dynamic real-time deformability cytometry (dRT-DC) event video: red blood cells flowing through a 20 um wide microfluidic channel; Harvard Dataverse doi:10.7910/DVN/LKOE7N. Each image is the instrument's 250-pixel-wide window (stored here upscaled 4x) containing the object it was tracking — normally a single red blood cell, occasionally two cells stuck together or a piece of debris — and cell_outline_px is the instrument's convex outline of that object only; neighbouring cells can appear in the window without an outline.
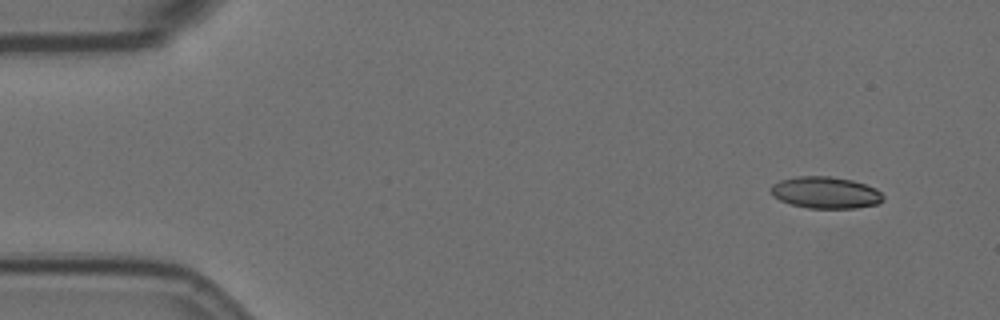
{"species": "Egyptian fruit bat (a non-hibernating species)", "species_latin": "Rousettus aegyptiacus", "temperature_condition": "room temperature", "stored_images_in_passage": 54, "camera_frame_rate_fps": 3000, "um_per_image_px": 0.085, "animal": {"sex": "female"}, "frame": {"image": 1, "passage_image": 1, "time_ms": 0.0, "image_size_px": [1000, 320], "cell_outline_px": [[884, 200], [880, 204], [856, 208], [808, 208], [792, 204], [780, 200], [772, 196], [772, 184], [780, 180], [796, 176], [828, 176], [852, 180], [876, 188], [884, 196]], "centroid_in_image_um": [70.2, 16.37], "position_along_channel_um": 14.8, "area_um2": 20.81}}
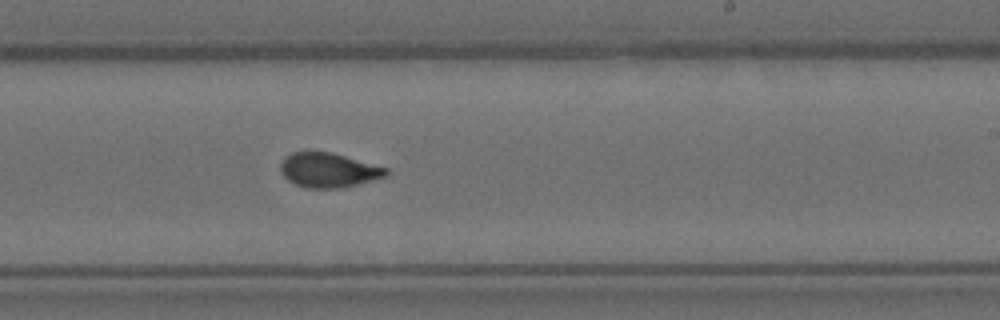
{"frame": {"image": 2, "passage_image": 31, "time_ms": 10.0, "image_size_px": [1000, 320], "cell_outline_px": [[388, 176], [340, 188], [304, 188], [288, 180], [280, 172], [280, 164], [284, 156], [292, 152], [332, 152], [388, 168]], "centroid_in_image_um": [27.9, 14.46], "position_along_channel_um": 261.1, "area_um2": 21.27}}
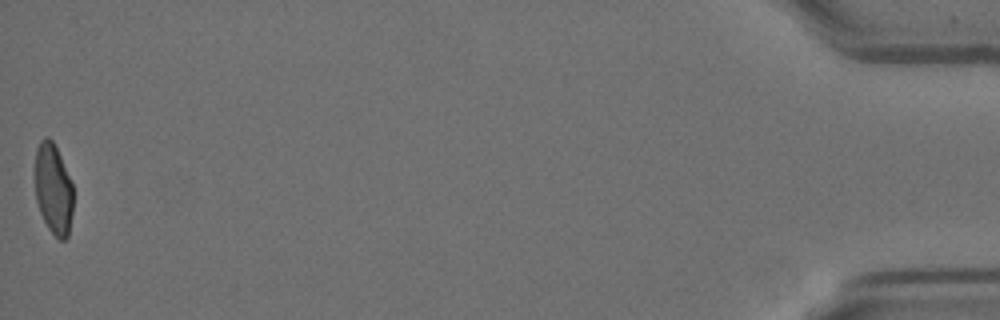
{"frame": {"image": 3, "passage_image": 54, "time_ms": 17.667, "image_size_px": [1000, 320], "cell_outline_px": [[72, 212], [68, 236], [64, 240], [60, 240], [48, 228], [40, 212], [36, 200], [36, 148], [40, 140], [44, 136], [48, 136], [52, 140], [60, 156], [72, 184]], "centroid_in_image_um": [4.53, 16.06], "position_along_channel_um": 430.7, "area_um2": 19.88}, "authors_computed_cell_mechanics": {"area_um2": 21.6172, "velocity_mm_per_s": 3.52, "shape_relaxation_time_tau1_ms": 5.9565, "shape_relaxation_time_tau2_ms": 1.5042, "deformation_change_tau1": 0.175, "deformation_change_tau2": 0.0767}}